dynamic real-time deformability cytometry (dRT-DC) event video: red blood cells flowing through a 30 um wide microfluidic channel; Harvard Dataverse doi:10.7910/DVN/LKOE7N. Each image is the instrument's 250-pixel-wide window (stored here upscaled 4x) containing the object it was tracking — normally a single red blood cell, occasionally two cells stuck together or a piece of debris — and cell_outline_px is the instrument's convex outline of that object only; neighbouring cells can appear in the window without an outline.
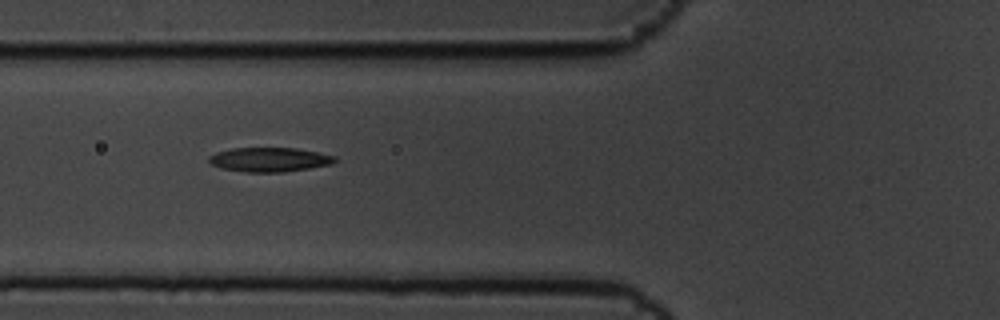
{"species": "common noctule bat (a hibernating species)", "species_latin": "Nyctalus noctula", "temperature_condition": "cold", "stored_images_in_passage": 8, "camera_frame_rate_fps": 3000, "um_per_image_px": 0.085, "animal": {"sex": "male", "body_mass_g": 19.5, "forearm_length_mm": 54.6}, "frame": {"image": 1, "passage_image": 7, "time_ms": 2.0, "image_size_px": [1000, 320], "cell_outline_px": [[336, 160], [332, 164], [284, 172], [244, 172], [220, 168], [212, 164], [208, 160], [208, 156], [216, 152], [232, 148], [296, 148], [336, 156]], "centroid_in_image_um": [22.87, 13.56], "position_along_channel_um": 102.9, "area_um2": 17.8}}
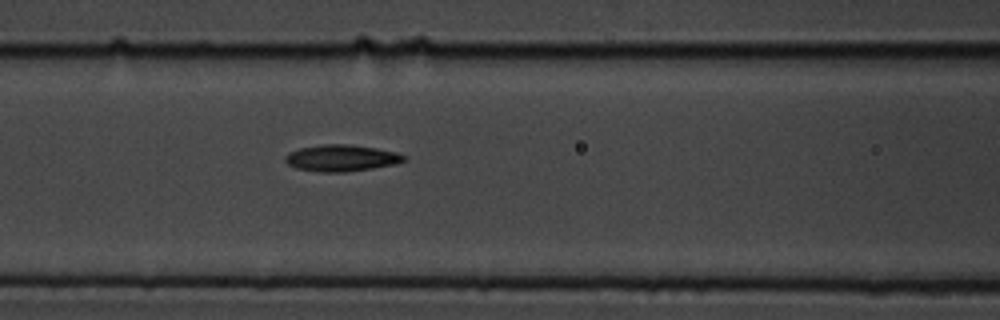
{"frame": {"image": 2, "passage_image": 8, "time_ms": 2.333, "image_size_px": [1000, 320], "cell_outline_px": [[408, 160], [396, 164], [372, 168], [344, 172], [320, 172], [296, 168], [288, 164], [284, 160], [284, 156], [288, 152], [300, 148], [324, 144], [348, 144], [376, 148], [396, 152], [404, 156]], "centroid_in_image_um": [29.01, 13.43], "position_along_channel_um": 137.6, "area_um2": 18.38}}